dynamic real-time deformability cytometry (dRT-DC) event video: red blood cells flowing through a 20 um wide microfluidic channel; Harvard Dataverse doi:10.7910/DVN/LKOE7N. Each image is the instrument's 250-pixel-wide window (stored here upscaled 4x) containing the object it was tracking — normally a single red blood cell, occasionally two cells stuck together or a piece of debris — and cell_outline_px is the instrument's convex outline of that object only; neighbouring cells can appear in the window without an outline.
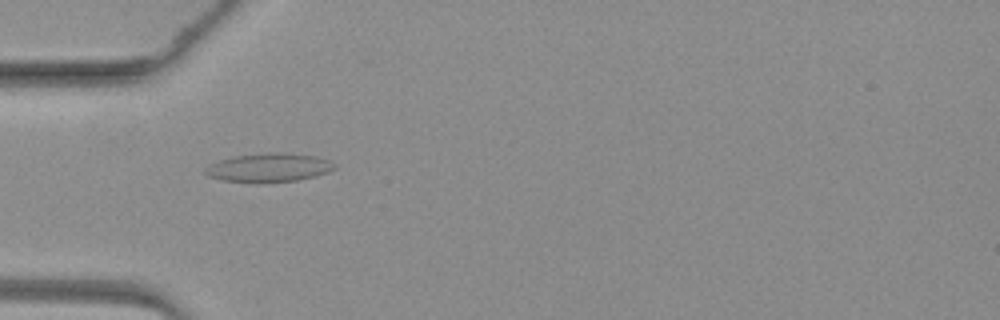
{"species": "common noctule bat (a hibernating species)", "species_latin": "Nyctalus noctula", "temperature_condition": "warm", "stored_images_in_passage": 39, "camera_frame_rate_fps": 3000, "um_per_image_px": 0.085, "animal": {"sex": "female", "body_mass_g": 19.3, "forearm_length_mm": 54.1}, "frame": {"image": 1, "passage_image": 7, "time_ms": 2.0, "image_size_px": [1000, 320], "cell_outline_px": [[336, 168], [328, 172], [296, 180], [224, 180], [208, 176], [204, 172], [204, 168], [220, 160], [232, 156], [268, 152], [292, 152], [316, 156], [328, 160], [336, 164]], "centroid_in_image_um": [22.89, 14.18], "position_along_channel_um": 62.1, "area_um2": 20.92}}
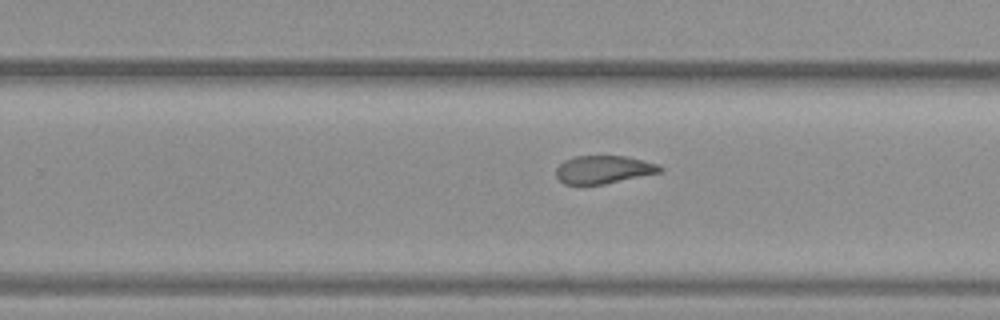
{"frame": {"image": 2, "passage_image": 22, "time_ms": 7.0, "image_size_px": [1000, 320], "cell_outline_px": [[664, 168], [660, 172], [604, 184], [564, 184], [556, 176], [556, 168], [564, 160], [576, 156], [624, 156], [660, 164]], "centroid_in_image_um": [51.3, 14.41], "position_along_channel_um": 278.5, "area_um2": 16.82}}
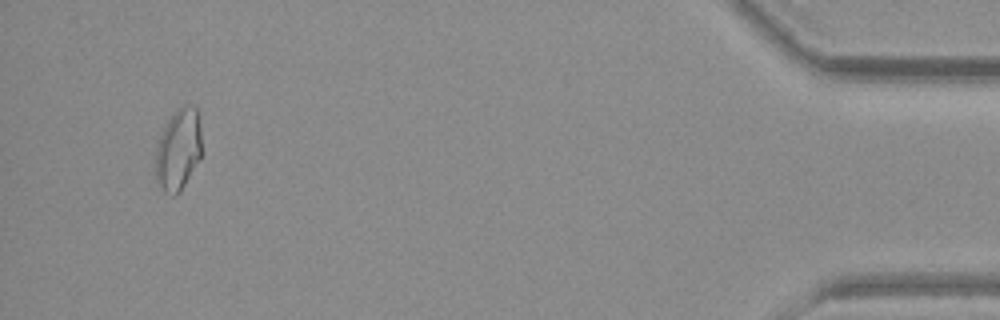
{"frame": {"image": 3, "passage_image": 37, "time_ms": 12.0, "image_size_px": [1000, 320], "cell_outline_px": [[200, 160], [180, 192], [176, 196], [172, 196], [164, 192], [156, 180], [156, 148], [160, 136], [168, 120], [180, 108], [196, 108], [200, 124]], "centroid_in_image_um": [15.15, 12.81], "position_along_channel_um": 420.1, "area_um2": 21.44}}